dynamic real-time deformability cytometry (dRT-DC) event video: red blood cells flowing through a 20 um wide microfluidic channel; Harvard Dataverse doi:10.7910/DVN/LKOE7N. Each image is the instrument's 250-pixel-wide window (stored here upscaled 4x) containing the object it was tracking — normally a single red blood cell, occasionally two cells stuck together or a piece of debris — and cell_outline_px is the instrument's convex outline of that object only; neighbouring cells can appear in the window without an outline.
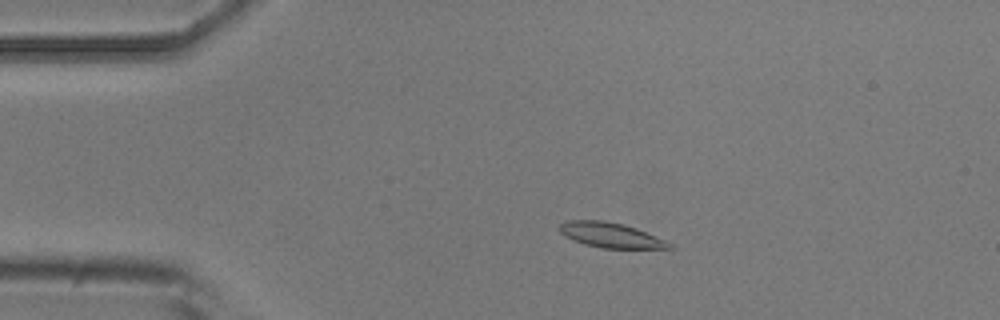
{"species": "common noctule bat (a hibernating species)", "species_latin": "Nyctalus noctula", "temperature_condition": "room temperature", "stored_images_in_passage": 5, "camera_frame_rate_fps": 3000, "um_per_image_px": 0.085, "animal": {"sex": "male", "body_mass_g": 20.5, "forearm_length_mm": 52.5}, "frame": {"image": 1, "passage_image": 3, "time_ms": 2.333, "image_size_px": [1000, 320], "cell_outline_px": [[676, 248], [604, 248], [584, 244], [564, 236], [560, 232], [560, 224], [564, 220], [604, 220], [624, 224], [636, 228], [664, 240], [672, 244]], "centroid_in_image_um": [51.88, 19.97], "position_along_channel_um": 33.1, "area_um2": 15.9}}
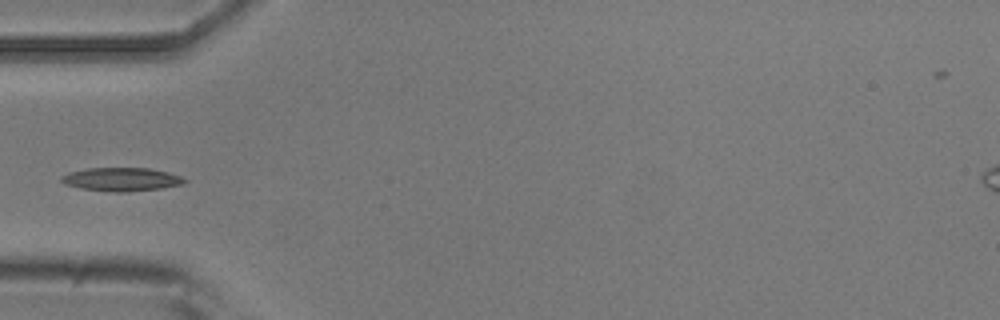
{"frame": {"image": 2, "passage_image": 5, "time_ms": 4.667, "image_size_px": [1000, 320], "cell_outline_px": [[188, 180], [184, 184], [160, 188], [124, 192], [116, 192], [80, 188], [64, 184], [60, 180], [60, 176], [68, 172], [88, 168], [148, 168], [168, 172], [180, 176]], "centroid_in_image_um": [10.3, 15.24], "position_along_channel_um": 74.7, "area_um2": 16.82}}